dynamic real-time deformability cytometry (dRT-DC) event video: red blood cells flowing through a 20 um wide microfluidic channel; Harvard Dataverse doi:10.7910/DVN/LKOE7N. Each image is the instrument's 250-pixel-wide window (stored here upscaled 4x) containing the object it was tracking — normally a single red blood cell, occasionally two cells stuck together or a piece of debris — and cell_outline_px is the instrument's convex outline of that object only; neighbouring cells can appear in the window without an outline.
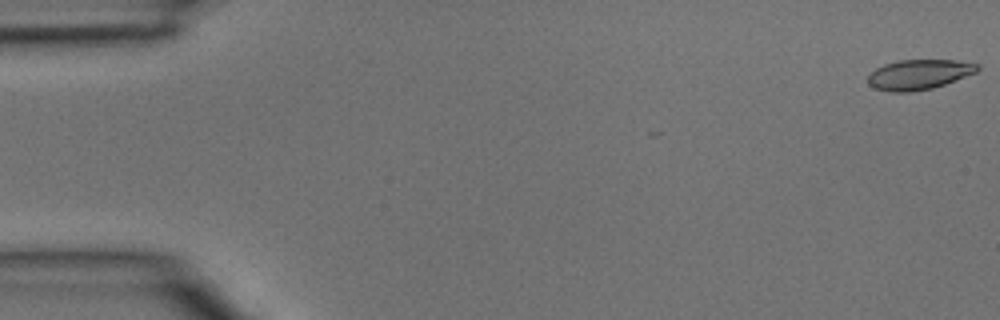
{"species": "common noctule bat (a hibernating species)", "species_latin": "Nyctalus noctula", "temperature_condition": "room temperature", "stored_images_in_passage": 4, "camera_frame_rate_fps": 3000, "um_per_image_px": 0.085, "animal": {"sex": "male", "body_mass_g": 15.6}, "frame": {"image": 1, "passage_image": 1, "time_ms": 0.0, "image_size_px": [1000, 320], "cell_outline_px": [[980, 68], [976, 72], [944, 84], [932, 88], [912, 92], [892, 92], [876, 88], [868, 84], [868, 76], [876, 68], [884, 64], [900, 60], [956, 60], [980, 64]], "centroid_in_image_um": [78.11, 6.33], "position_along_channel_um": 6.9, "area_um2": 19.02}}
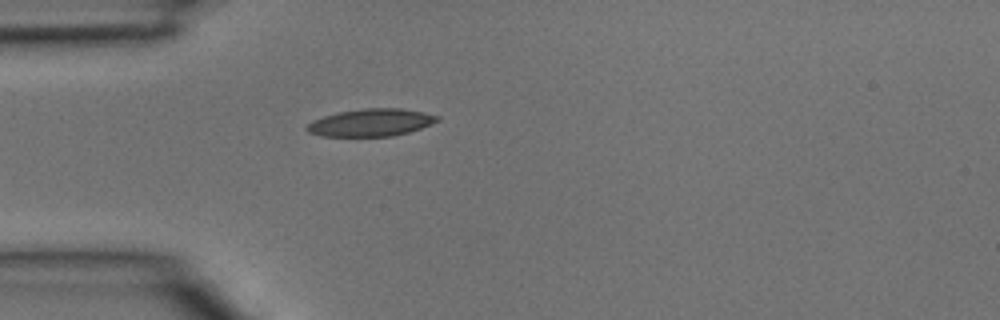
{"frame": {"image": 2, "passage_image": 4, "time_ms": 1.0, "image_size_px": [1000, 320], "cell_outline_px": [[440, 120], [432, 124], [408, 132], [392, 136], [320, 136], [308, 132], [304, 128], [312, 120], [336, 112], [364, 108], [400, 108], [424, 112], [440, 116]], "centroid_in_image_um": [31.52, 10.41], "position_along_channel_um": 53.5, "area_um2": 20.98}}